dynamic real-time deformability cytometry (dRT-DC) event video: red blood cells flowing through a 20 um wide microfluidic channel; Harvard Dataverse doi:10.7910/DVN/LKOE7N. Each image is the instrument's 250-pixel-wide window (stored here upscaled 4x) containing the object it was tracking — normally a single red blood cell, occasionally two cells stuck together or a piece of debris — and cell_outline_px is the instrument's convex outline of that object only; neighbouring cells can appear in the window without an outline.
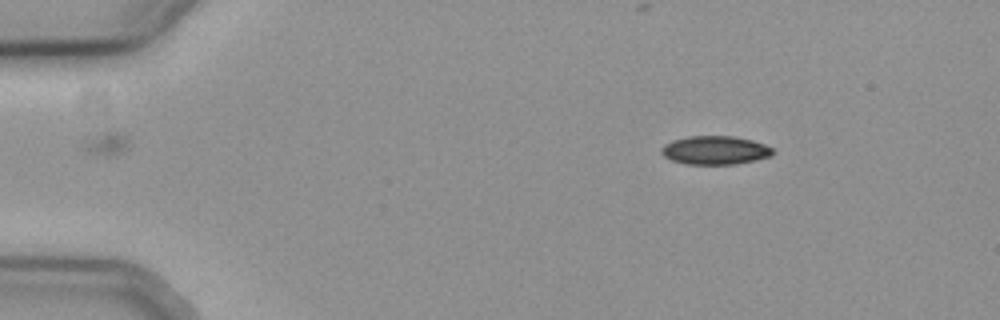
{"species": "common noctule bat (a hibernating species)", "species_latin": "Nyctalus noctula", "temperature_condition": "cold", "stored_images_in_passage": 49, "camera_frame_rate_fps": 3000, "um_per_image_px": 0.085, "animal": {"sex": "female", "body_mass_g": 19.3, "forearm_length_mm": 54.1}, "frame": {"image": 1, "passage_image": 1, "time_ms": 0.0, "image_size_px": [1000, 320], "cell_outline_px": [[772, 156], [756, 160], [736, 164], [688, 164], [672, 160], [664, 156], [660, 152], [660, 148], [664, 144], [672, 140], [688, 136], [732, 136], [752, 140], [764, 144], [772, 148]], "centroid_in_image_um": [60.76, 12.77], "position_along_channel_um": 24.2, "area_um2": 18.55}}
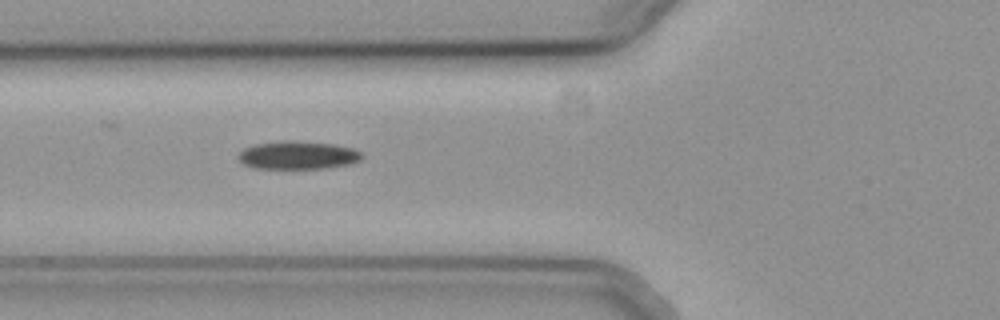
{"frame": {"image": 2, "passage_image": 14, "time_ms": 4.333, "image_size_px": [1000, 320], "cell_outline_px": [[364, 156], [360, 160], [352, 164], [328, 168], [252, 168], [244, 164], [236, 156], [244, 148], [256, 144], [284, 140], [332, 144], [352, 148], [360, 152]], "centroid_in_image_um": [25.32, 13.2], "position_along_channel_um": 100.5, "area_um2": 20.17}}
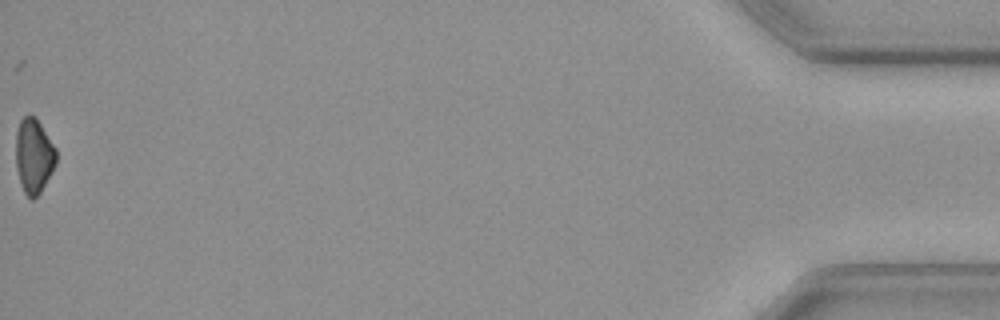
{"frame": {"image": 3, "passage_image": 49, "time_ms": 16.0, "image_size_px": [1000, 320], "cell_outline_px": [[56, 164], [52, 172], [40, 192], [32, 200], [24, 192], [20, 184], [16, 168], [16, 132], [20, 120], [24, 116], [36, 116], [56, 148]], "centroid_in_image_um": [2.87, 13.24], "position_along_channel_um": 432.3, "area_um2": 17.63}, "authors_computed_cell_mechanics": {"area_um2": 19.5942, "velocity_mm_per_s": 3.7218, "shape_relaxation_time_tau1_ms": 6.0691, "shape_relaxation_time_tau2_ms": null, "deformation_change_tau1": 0.1128, "deformation_change_tau2": null}}